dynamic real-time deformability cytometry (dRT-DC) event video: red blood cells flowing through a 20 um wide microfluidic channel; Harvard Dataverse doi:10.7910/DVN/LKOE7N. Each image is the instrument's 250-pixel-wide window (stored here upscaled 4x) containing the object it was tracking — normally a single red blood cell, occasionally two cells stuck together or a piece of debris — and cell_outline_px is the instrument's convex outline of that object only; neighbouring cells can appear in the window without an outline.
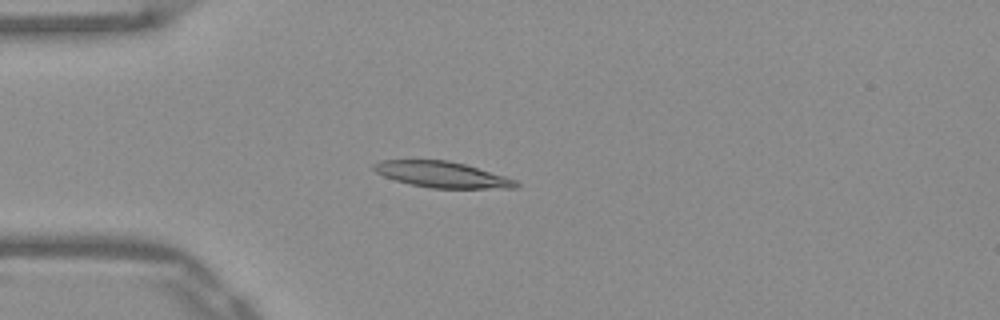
{"species": "Egyptian fruit bat (a non-hibernating species)", "species_latin": "Rousettus aegyptiacus", "temperature_condition": "warm", "stored_images_in_passage": 51, "camera_frame_rate_fps": 3000, "um_per_image_px": 0.085, "frame": {"image": 1, "passage_image": 13, "time_ms": 4.0, "image_size_px": [1000, 320], "cell_outline_px": [[520, 184], [516, 188], [432, 188], [412, 184], [396, 180], [384, 176], [376, 172], [372, 168], [372, 164], [380, 160], [448, 160], [464, 164], [504, 176], [516, 180]], "centroid_in_image_um": [37.56, 14.83], "position_along_channel_um": 47.4, "area_um2": 21.27}}
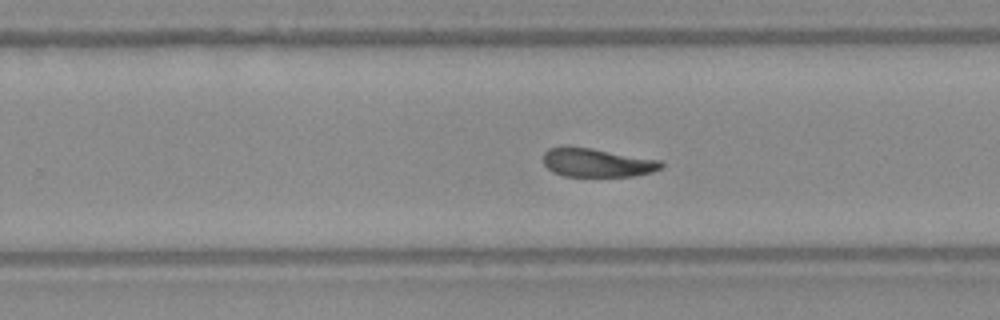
{"frame": {"image": 2, "passage_image": 32, "time_ms": 10.333, "image_size_px": [1000, 320], "cell_outline_px": [[664, 164], [660, 168], [652, 172], [632, 176], [564, 176], [552, 172], [544, 164], [544, 152], [548, 148], [564, 144], [568, 144], [592, 148], [660, 160]], "centroid_in_image_um": [50.68, 13.79], "position_along_channel_um": 279.1, "area_um2": 20.0}}
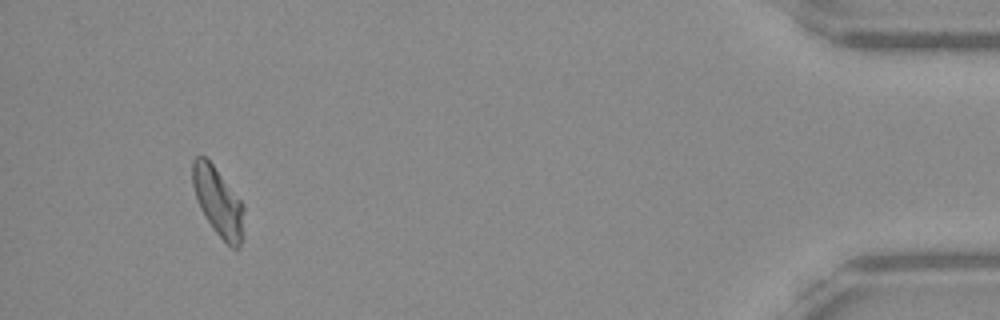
{"frame": {"image": 3, "passage_image": 48, "time_ms": 15.667, "image_size_px": [1000, 320], "cell_outline_px": [[244, 240], [240, 248], [232, 248], [216, 232], [200, 208], [192, 184], [192, 160], [196, 156], [204, 156], [212, 164], [244, 204]], "centroid_in_image_um": [18.58, 17.18], "position_along_channel_um": 416.6, "area_um2": 20.52}, "authors_computed_cell_mechanics": {"area_um2": 20.7502, "velocity_mm_per_s": 3.8983, "shape_relaxation_time_tau1_ms": null, "shape_relaxation_time_tau2_ms": 4.3152, "deformation_change_tau1": null, "deformation_change_tau2": 0.1238}}